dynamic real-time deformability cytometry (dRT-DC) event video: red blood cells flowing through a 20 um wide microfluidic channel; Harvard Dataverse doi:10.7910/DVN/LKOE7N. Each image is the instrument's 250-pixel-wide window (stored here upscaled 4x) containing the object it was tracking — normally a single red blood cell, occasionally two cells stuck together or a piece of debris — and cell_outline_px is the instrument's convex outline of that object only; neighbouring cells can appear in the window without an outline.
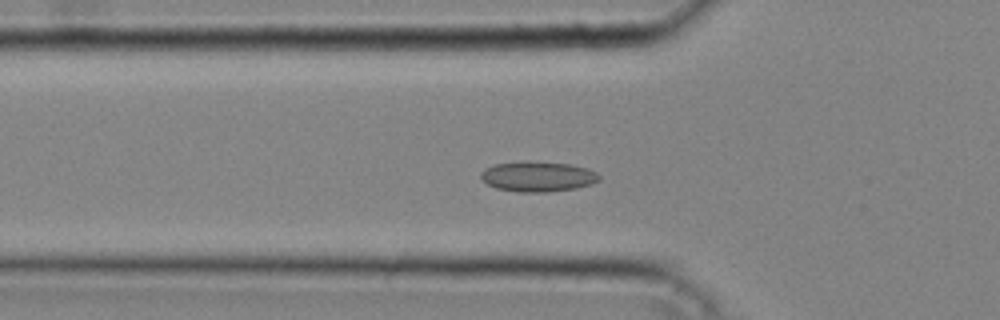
{"species": "common noctule bat (a hibernating species)", "species_latin": "Nyctalus noctula", "temperature_condition": "cold", "stored_images_in_passage": 33, "camera_frame_rate_fps": 3000, "um_per_image_px": 0.085, "animal": {"sex": "male", "body_mass_g": 20.4}, "frame": {"image": 1, "passage_image": 6, "time_ms": 1.667, "image_size_px": [1000, 320], "cell_outline_px": [[600, 180], [592, 184], [576, 188], [548, 192], [516, 192], [496, 188], [488, 184], [480, 176], [480, 172], [484, 168], [496, 164], [524, 160], [568, 164], [588, 168], [596, 172], [600, 176]], "centroid_in_image_um": [45.71, 15.0], "position_along_channel_um": 80.1, "area_um2": 21.04}}
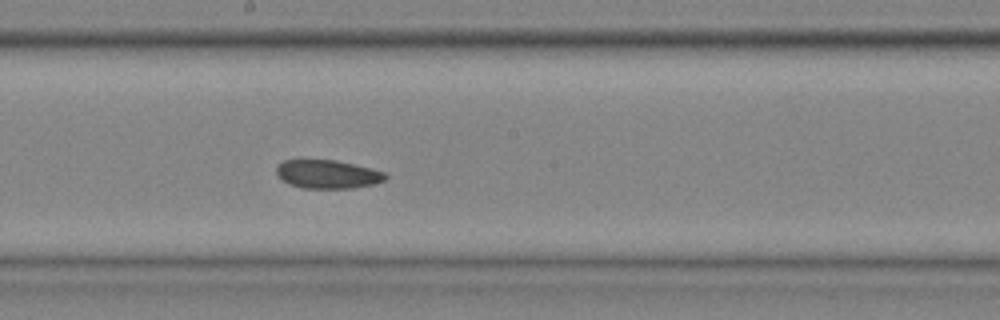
{"frame": {"image": 2, "passage_image": 15, "time_ms": 4.667, "image_size_px": [1000, 320], "cell_outline_px": [[388, 176], [384, 180], [372, 184], [352, 188], [304, 188], [280, 180], [276, 176], [276, 164], [284, 160], [336, 160], [384, 172]], "centroid_in_image_um": [27.78, 14.8], "position_along_channel_um": 220.4, "area_um2": 17.98}}
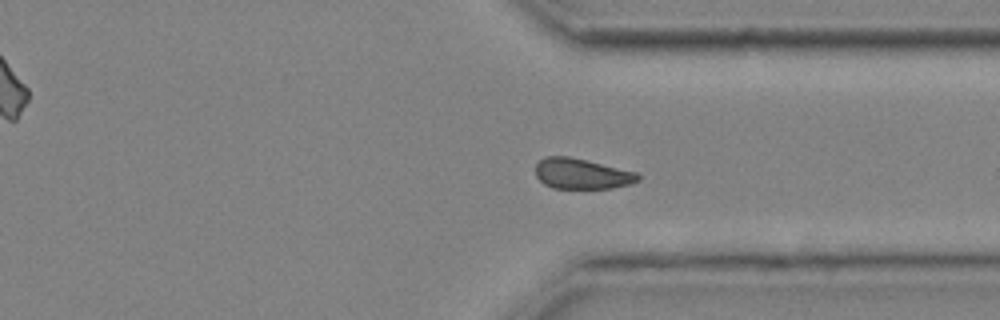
{"frame": {"image": 3, "passage_image": 24, "time_ms": 7.667, "image_size_px": [1000, 320], "cell_outline_px": [[640, 180], [632, 184], [612, 188], [552, 188], [544, 184], [536, 176], [536, 164], [544, 156], [568, 156], [636, 172], [640, 176]], "centroid_in_image_um": [49.44, 14.77], "position_along_channel_um": 362.0, "area_um2": 18.15}}